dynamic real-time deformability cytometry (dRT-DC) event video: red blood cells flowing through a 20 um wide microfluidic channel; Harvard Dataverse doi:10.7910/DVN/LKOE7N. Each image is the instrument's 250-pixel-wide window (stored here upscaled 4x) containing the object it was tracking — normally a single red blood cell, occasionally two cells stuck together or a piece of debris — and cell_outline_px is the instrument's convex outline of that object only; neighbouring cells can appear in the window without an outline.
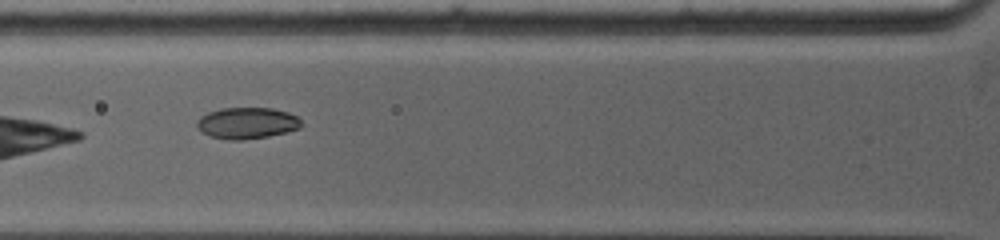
{"species": "common noctule bat (a hibernating species)", "species_latin": "Nyctalus noctula", "temperature_condition": "warm", "stored_images_in_passage": 23, "camera_frame_rate_fps": 5000, "um_per_image_px": 0.085, "animal": {"sex": "female", "body_mass_g": 19.0, "forearm_length_mm": 53.3}, "frame": {"image": 1, "passage_image": 5, "time_ms": 2.0, "image_size_px": [1000, 240], "cell_outline_px": [[304, 124], [300, 128], [268, 136], [240, 140], [228, 140], [212, 136], [200, 132], [196, 128], [196, 120], [200, 116], [208, 112], [220, 108], [272, 108], [288, 112], [296, 116]], "centroid_in_image_um": [20.96, 10.45], "position_along_channel_um": 104.8, "area_um2": 19.19}}
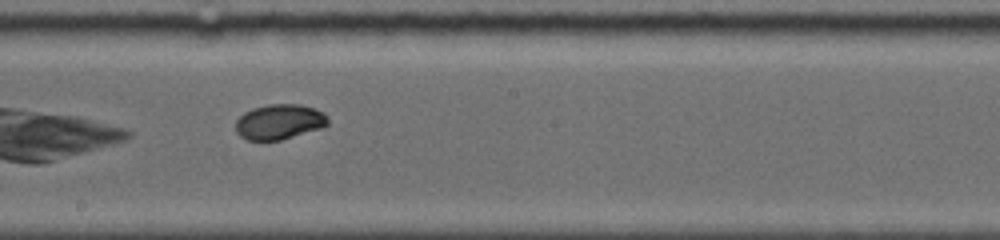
{"frame": {"image": 2, "passage_image": 12, "time_ms": 5.0, "image_size_px": [1000, 240], "cell_outline_px": [[328, 124], [320, 128], [280, 140], [248, 140], [240, 136], [236, 132], [236, 120], [244, 112], [252, 108], [268, 104], [300, 104], [324, 112], [328, 116]], "centroid_in_image_um": [23.73, 10.34], "position_along_channel_um": 224.5, "area_um2": 18.84}}
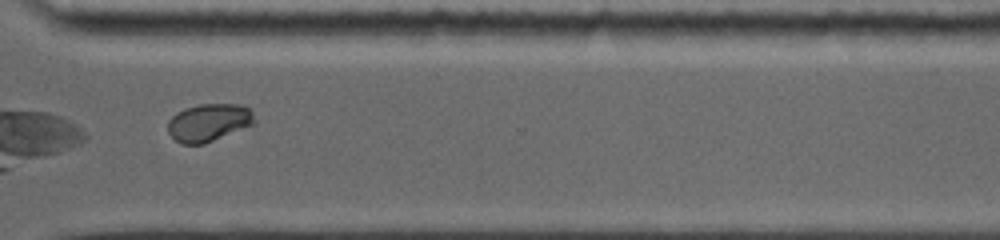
{"frame": {"image": 3, "passage_image": 21, "time_ms": 8.2, "image_size_px": [1000, 240], "cell_outline_px": [[256, 124], [204, 144], [180, 144], [168, 132], [168, 120], [176, 112], [184, 108], [200, 104], [236, 104], [248, 108], [252, 112]], "centroid_in_image_um": [17.74, 10.42], "position_along_channel_um": 352.9, "area_um2": 19.13}, "authors_computed_cell_mechanics": {"area_um2": 18.8428, "velocity_mm_per_s": 4.0045, "shape_relaxation_time_tau1_ms": 4.8084, "shape_relaxation_time_tau2_ms": null, "deformation_change_tau1": 0.1789, "deformation_change_tau2": null}}